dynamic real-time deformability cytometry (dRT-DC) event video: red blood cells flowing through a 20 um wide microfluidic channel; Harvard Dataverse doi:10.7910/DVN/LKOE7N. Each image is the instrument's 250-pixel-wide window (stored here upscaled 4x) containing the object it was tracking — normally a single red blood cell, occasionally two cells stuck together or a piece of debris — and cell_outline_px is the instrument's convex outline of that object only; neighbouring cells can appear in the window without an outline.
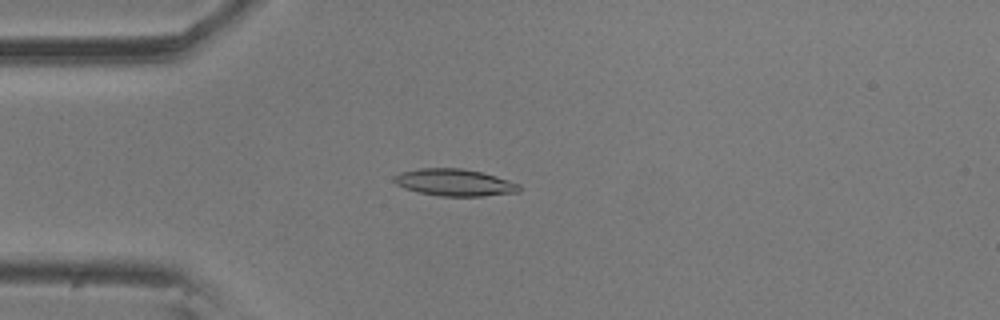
{"species": "common noctule bat (a hibernating species)", "species_latin": "Nyctalus noctula", "temperature_condition": "room temperature", "stored_images_in_passage": 45, "camera_frame_rate_fps": 3000, "um_per_image_px": 0.085, "animal": {"sex": "male", "body_mass_g": 20.5, "forearm_length_mm": 52.5}, "frame": {"image": 1, "passage_image": 3, "time_ms": 0.667, "image_size_px": [1000, 320], "cell_outline_px": [[520, 192], [484, 196], [440, 196], [416, 192], [404, 188], [396, 184], [392, 180], [392, 176], [400, 172], [420, 168], [464, 168], [496, 176], [520, 184]], "centroid_in_image_um": [38.6, 15.51], "position_along_channel_um": 46.4, "area_um2": 19.88}}
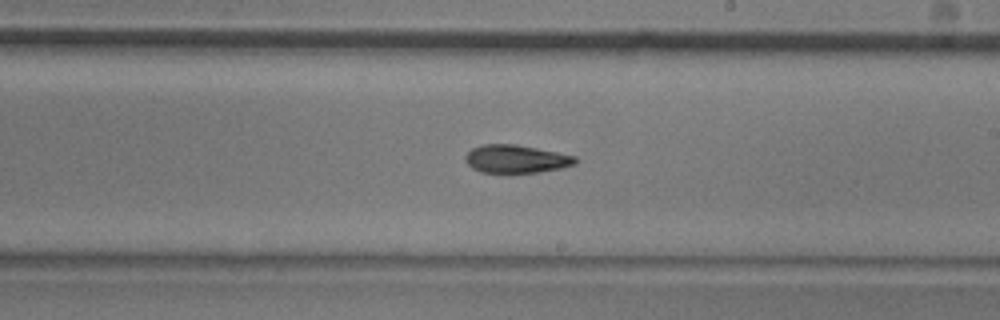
{"frame": {"image": 2, "passage_image": 21, "time_ms": 6.667, "image_size_px": [1000, 320], "cell_outline_px": [[576, 164], [560, 168], [540, 172], [480, 172], [472, 168], [464, 160], [464, 156], [472, 148], [484, 144], [516, 144], [576, 156]], "centroid_in_image_um": [43.84, 13.5], "position_along_channel_um": 245.2, "area_um2": 17.86}}
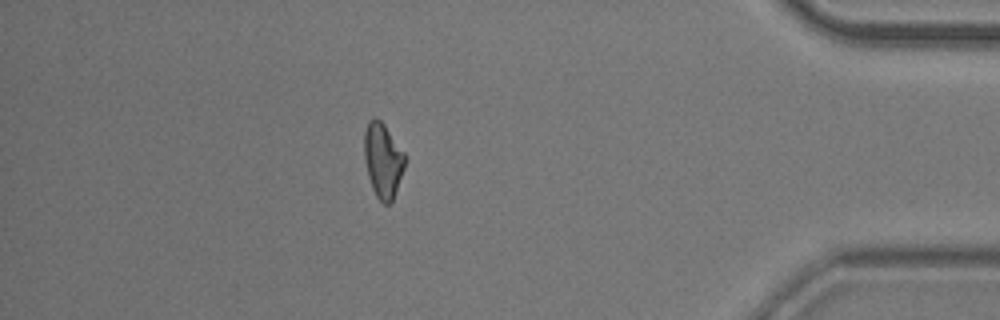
{"frame": {"image": 3, "passage_image": 38, "time_ms": 12.333, "image_size_px": [1000, 320], "cell_outline_px": [[404, 168], [392, 200], [388, 204], [384, 204], [376, 196], [372, 188], [368, 176], [364, 160], [364, 132], [368, 120], [372, 116], [376, 116], [384, 124], [404, 152]], "centroid_in_image_um": [32.51, 13.58], "position_along_channel_um": 402.7, "area_um2": 17.63}, "authors_computed_cell_mechanics": {"area_um2": 18.0336, "velocity_mm_per_s": 3.5412, "shape_relaxation_time_tau1_ms": 6.7917, "shape_relaxation_time_tau2_ms": 8.3641, "deformation_change_tau1": 0.1687, "deformation_change_tau2": 0.1753}}